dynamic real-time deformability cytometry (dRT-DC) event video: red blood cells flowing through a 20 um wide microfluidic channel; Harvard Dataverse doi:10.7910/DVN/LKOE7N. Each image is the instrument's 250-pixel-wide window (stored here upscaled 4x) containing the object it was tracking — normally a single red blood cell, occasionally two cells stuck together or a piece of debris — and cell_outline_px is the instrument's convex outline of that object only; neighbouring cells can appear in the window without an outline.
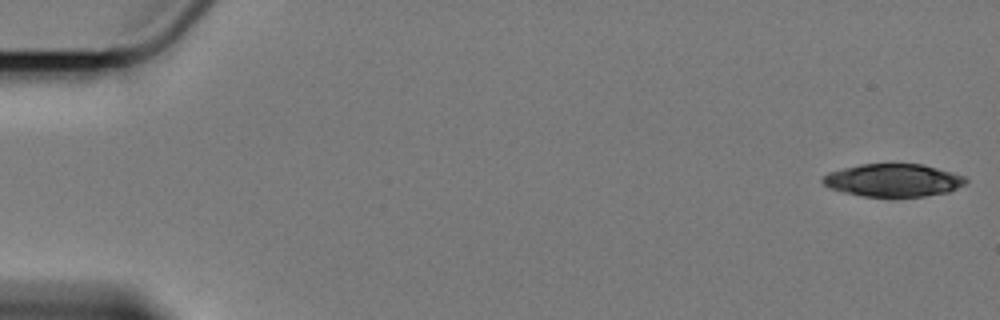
{"species": "Egyptian fruit bat (a non-hibernating species)", "species_latin": "Rousettus aegyptiacus", "temperature_condition": "cold", "stored_images_in_passage": 13, "camera_frame_rate_fps": 3000, "um_per_image_px": 0.085, "animal": {"sex": "female"}, "frame": {"image": 1, "passage_image": 1, "time_ms": 0.0, "image_size_px": [1000, 320], "cell_outline_px": [[968, 180], [964, 184], [948, 192], [924, 196], [864, 196], [844, 192], [828, 188], [820, 180], [828, 172], [860, 164], [920, 164], [936, 168], [964, 176]], "centroid_in_image_um": [75.88, 15.32], "position_along_channel_um": 9.1, "area_um2": 26.99}}